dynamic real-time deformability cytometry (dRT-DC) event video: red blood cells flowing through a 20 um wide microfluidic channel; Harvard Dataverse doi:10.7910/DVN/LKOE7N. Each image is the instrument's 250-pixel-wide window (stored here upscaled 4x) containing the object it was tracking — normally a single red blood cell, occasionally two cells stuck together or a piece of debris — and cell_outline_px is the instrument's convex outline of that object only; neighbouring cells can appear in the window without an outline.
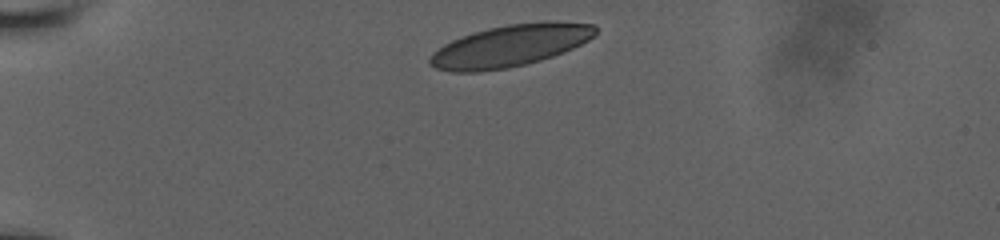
{"species": "human", "species_latin": "Homo sapiens", "temperature_condition": "room temperature", "stored_images_in_passage": 5, "camera_frame_rate_fps": 3000, "um_per_image_px": 0.085, "donor": {"sex": "male"}, "frame": {"image": 1, "passage_image": 1, "time_ms": 0.0, "image_size_px": [1000, 240], "cell_outline_px": [[596, 32], [588, 40], [564, 52], [540, 60], [508, 68], [480, 72], [452, 72], [436, 68], [428, 64], [428, 56], [444, 44], [452, 40], [488, 28], [508, 24], [556, 20], [596, 24]], "centroid_in_image_um": [43.36, 3.88], "position_along_channel_um": 41.6, "area_um2": 40.4}}
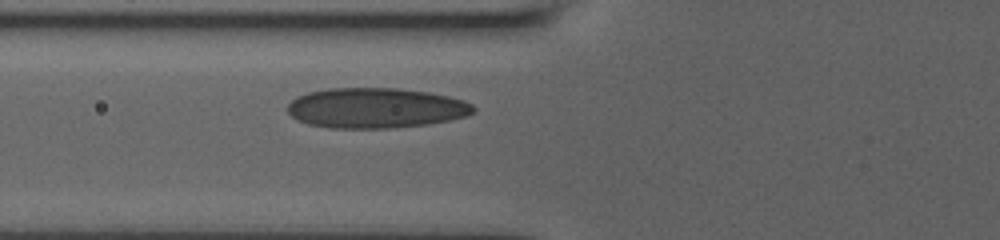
{"frame": {"image": 2, "passage_image": 5, "time_ms": 2.667, "image_size_px": [1000, 240], "cell_outline_px": [[476, 108], [472, 112], [464, 116], [448, 120], [428, 124], [392, 128], [328, 128], [308, 124], [296, 120], [288, 112], [288, 104], [296, 96], [308, 92], [328, 88], [400, 88], [428, 92], [448, 96], [464, 100], [472, 104]], "centroid_in_image_um": [31.9, 9.18], "position_along_channel_um": 93.9, "area_um2": 43.7}}